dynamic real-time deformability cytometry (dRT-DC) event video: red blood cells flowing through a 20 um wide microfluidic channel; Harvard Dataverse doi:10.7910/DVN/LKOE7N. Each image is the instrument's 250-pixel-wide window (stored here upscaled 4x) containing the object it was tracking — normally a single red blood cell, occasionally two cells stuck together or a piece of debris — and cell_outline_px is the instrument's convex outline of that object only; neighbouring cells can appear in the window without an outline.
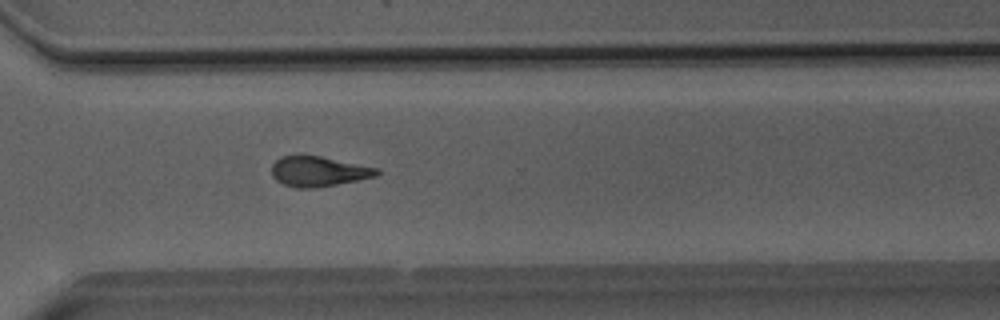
{"species": "Egyptian fruit bat (a non-hibernating species)", "species_latin": "Rousettus aegyptiacus", "temperature_condition": "room temperature", "stored_images_in_passage": 51, "camera_frame_rate_fps": 3000, "um_per_image_px": 0.085, "animal": {"sex": "male"}, "frame": {"image": 1, "passage_image": 37, "time_ms": 12.0, "image_size_px": [1000, 320], "cell_outline_px": [[380, 172], [376, 176], [316, 188], [296, 188], [284, 184], [276, 180], [272, 176], [272, 164], [280, 156], [320, 156], [380, 168]], "centroid_in_image_um": [27.07, 14.57], "position_along_channel_um": 343.5, "area_um2": 18.32}}
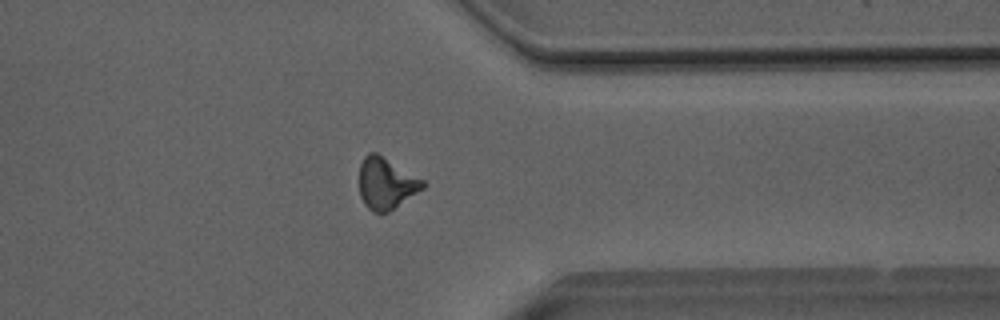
{"frame": {"image": 2, "passage_image": 40, "time_ms": 13.0, "image_size_px": [1000, 320], "cell_outline_px": [[424, 188], [388, 212], [372, 212], [364, 204], [360, 196], [360, 164], [364, 156], [368, 152], [376, 152], [424, 180]], "centroid_in_image_um": [32.8, 15.58], "position_along_channel_um": 378.6, "area_um2": 18.9}}
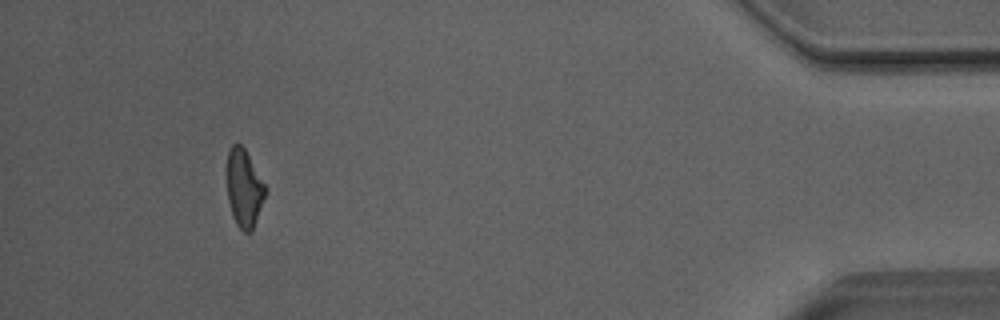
{"frame": {"image": 3, "passage_image": 47, "time_ms": 15.333, "image_size_px": [1000, 320], "cell_outline_px": [[268, 192], [252, 232], [244, 232], [236, 224], [232, 216], [228, 200], [228, 148], [232, 144], [240, 144], [244, 148], [268, 188]], "centroid_in_image_um": [20.79, 16.03], "position_along_channel_um": 414.4, "area_um2": 17.57}, "authors_computed_cell_mechanics": {"area_um2": 18.9006, "velocity_mm_per_s": 4.0525, "shape_relaxation_time_tau1_ms": 8.5261, "shape_relaxation_time_tau2_ms": 1.8354, "deformation_change_tau1": 0.2108, "deformation_change_tau2": 0.0969}}